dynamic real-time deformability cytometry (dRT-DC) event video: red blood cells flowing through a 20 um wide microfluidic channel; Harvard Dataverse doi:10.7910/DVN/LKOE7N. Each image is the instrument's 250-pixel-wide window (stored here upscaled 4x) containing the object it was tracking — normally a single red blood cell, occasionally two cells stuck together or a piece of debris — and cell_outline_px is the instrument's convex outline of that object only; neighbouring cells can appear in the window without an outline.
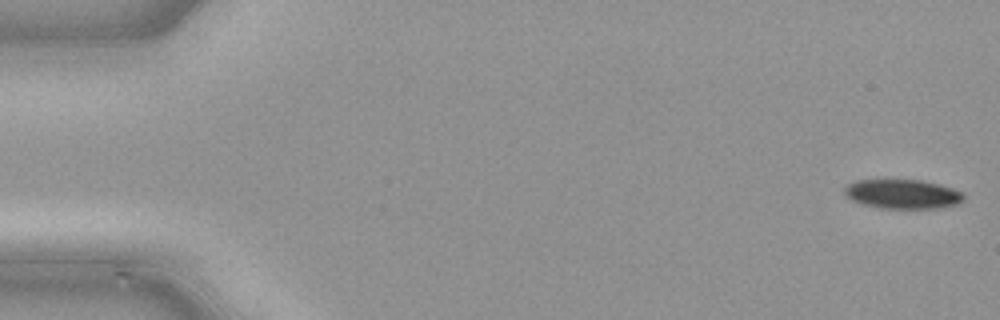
{"species": "common noctule bat (a hibernating species)", "species_latin": "Nyctalus noctula", "temperature_condition": "cold", "stored_images_in_passage": 48, "camera_frame_rate_fps": 3000, "um_per_image_px": 0.085, "animal": {"sex": "male", "body_mass_g": 21.5, "forearm_length_mm": 52.0}, "frame": {"image": 1, "passage_image": 1, "time_ms": 0.0, "image_size_px": [1000, 320], "cell_outline_px": [[964, 200], [956, 204], [940, 208], [880, 208], [864, 204], [852, 200], [844, 192], [844, 188], [848, 184], [856, 180], [920, 180], [940, 184], [964, 192]], "centroid_in_image_um": [76.75, 16.49], "position_along_channel_um": 8.2, "area_um2": 20.29}}
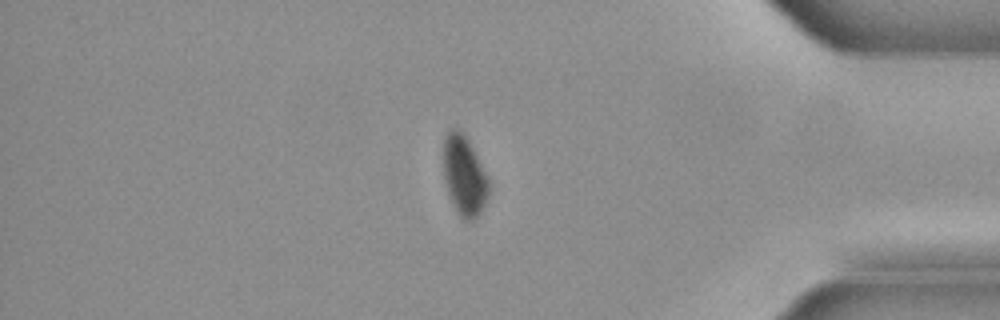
{"frame": {"image": 2, "passage_image": 41, "time_ms": 13.333, "image_size_px": [1000, 320], "cell_outline_px": [[488, 196], [480, 212], [472, 220], [464, 220], [456, 212], [448, 192], [444, 176], [444, 136], [452, 128], [456, 128], [468, 140], [488, 180]], "centroid_in_image_um": [39.44, 14.96], "position_along_channel_um": 395.8, "area_um2": 20.4}}
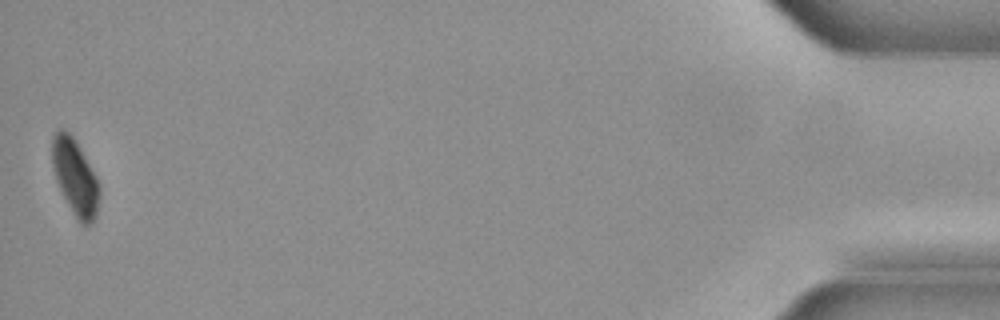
{"frame": {"image": 3, "passage_image": 48, "time_ms": 15.667, "image_size_px": [1000, 320], "cell_outline_px": [[100, 192], [96, 216], [92, 224], [80, 224], [68, 204], [56, 180], [52, 164], [52, 136], [60, 128], [68, 132], [72, 136], [80, 148], [96, 176], [100, 184]], "centroid_in_image_um": [6.4, 15.07], "position_along_channel_um": 428.8, "area_um2": 20.69}}